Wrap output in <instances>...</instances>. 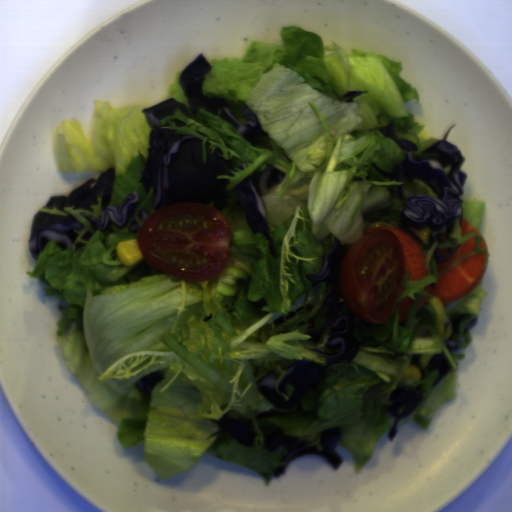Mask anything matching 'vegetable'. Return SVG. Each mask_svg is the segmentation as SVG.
I'll list each match as a JSON object with an SVG mask.
<instances>
[{
	"instance_id": "1",
	"label": "vegetable",
	"mask_w": 512,
	"mask_h": 512,
	"mask_svg": "<svg viewBox=\"0 0 512 512\" xmlns=\"http://www.w3.org/2000/svg\"><path fill=\"white\" fill-rule=\"evenodd\" d=\"M281 42L251 41L242 58L208 61L204 97L224 98L238 123L247 106L258 118L265 135L250 145L221 117L200 110L193 118L178 108L164 118L161 130L201 139L202 162L220 149L219 157L232 161L224 208L218 212L228 221L232 239L222 272L204 280L176 279L146 263L143 257L130 265L121 262L119 242L135 240L133 221L143 222L140 211L154 213L153 189L139 182L149 149L148 124L138 104L113 105L111 100L92 103L91 133L78 119L61 122L54 131V158L58 173L105 172L115 168L110 205L119 207L126 196L137 193V211L123 229L109 224L94 230L85 216L101 220L102 191L90 210L75 206L57 210L40 208L50 215H73L84 225L74 231L70 250L49 241L33 270L27 273L56 295L61 313L56 338L68 369L90 393L93 405L117 425L122 446L143 445L145 461L162 479L189 471L204 455L234 463L261 475L269 484L273 470L282 463L286 448H264L262 428H280L286 436L322 450L323 431L340 428L337 444L354 455L355 472L370 462L379 438L390 431L396 417L389 408L391 393L401 387L413 355H420L424 372L409 385H420L424 395L397 427L414 423L427 429L433 415L457 397L458 360L472 339L464 330L479 317L487 292L482 282L466 297L443 304L447 318L440 332L439 315L426 303L418 312L420 296L437 277L472 255H483L488 265L482 233L486 203L461 199L462 219L479 232L462 237L461 223L454 220L446 242L435 241L423 249L429 274L409 279L403 270L396 304L386 321L372 324L356 315L353 337L360 347L351 361L332 363L318 386L293 406L279 408L257 387V381L274 372V385L286 401L294 384L279 389L289 366L308 361L326 366L322 354L330 353L326 328L319 343L308 331L326 323L325 299L332 286L307 275L319 274L335 239L353 246L375 227L403 231L401 214L410 195L437 198L420 179L398 181L385 173L402 163V148L387 138L382 128L394 121L397 141L417 146L413 160L436 158L424 153L441 142L422 139L425 126L406 112L410 100L419 101L418 87L403 77L404 65L385 55L352 50L337 42L325 45L321 36L295 25L283 26ZM367 91L352 102L340 98L348 91ZM267 166L279 167L285 180L263 198L268 225L279 256L268 252L263 233H252L239 199L230 193L242 178ZM403 185L404 200L395 185ZM93 232L91 240L79 237ZM476 239L474 252L438 273L435 247H459ZM413 299L408 317L399 323L397 303ZM470 314L454 340L461 344L449 352L445 330L453 318ZM432 353L445 354L451 372L435 387L439 372L428 374ZM161 372L166 378L149 396L135 386L145 374ZM432 387V388H431ZM252 419L257 433L253 447H243L217 432L222 415Z\"/></svg>"
},
{
	"instance_id": "2",
	"label": "vegetable",
	"mask_w": 512,
	"mask_h": 512,
	"mask_svg": "<svg viewBox=\"0 0 512 512\" xmlns=\"http://www.w3.org/2000/svg\"><path fill=\"white\" fill-rule=\"evenodd\" d=\"M184 71L176 72V80L171 83L167 95H168L169 99L176 98L178 100V102L183 104L185 106V108L188 110L189 101H188L186 95L184 94V92L181 88V84H180L181 76Z\"/></svg>"
}]
</instances>
